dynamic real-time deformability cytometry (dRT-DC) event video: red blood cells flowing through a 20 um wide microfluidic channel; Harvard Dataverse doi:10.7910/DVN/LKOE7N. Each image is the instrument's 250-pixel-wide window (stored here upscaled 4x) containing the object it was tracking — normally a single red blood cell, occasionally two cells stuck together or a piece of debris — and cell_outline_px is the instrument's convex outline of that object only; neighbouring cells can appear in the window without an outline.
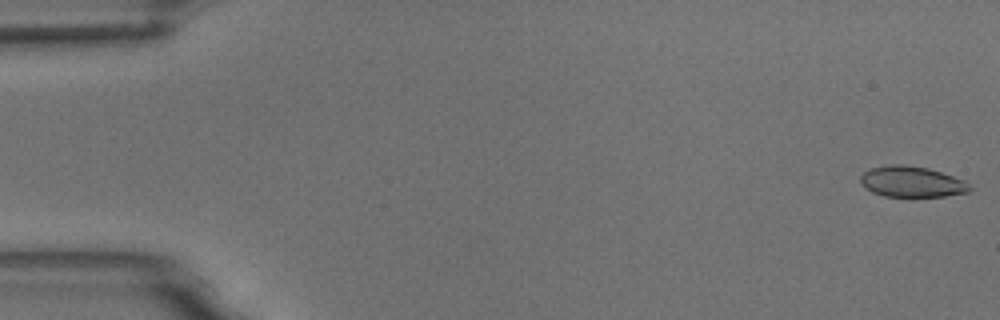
{"species": "common noctule bat (a hibernating species)", "species_latin": "Nyctalus noctula", "temperature_condition": "room temperature", "stored_images_in_passage": 6, "camera_frame_rate_fps": 3000, "um_per_image_px": 0.085, "animal": {"sex": "male", "body_mass_g": 18.8}, "frame": {"image": 1, "passage_image": 1, "time_ms": 0.0, "image_size_px": [1000, 320], "cell_outline_px": [[972, 192], [944, 196], [884, 196], [872, 192], [864, 188], [860, 180], [860, 176], [868, 168], [892, 164], [904, 164], [928, 168], [968, 180], [972, 188]], "centroid_in_image_um": [77.54, 15.44], "position_along_channel_um": 7.5, "area_um2": 20.0}}
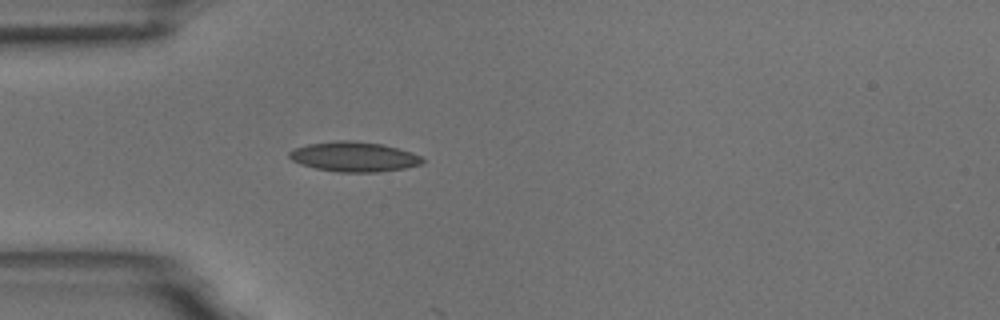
{"frame": {"image": 2, "passage_image": 5, "time_ms": 5.0, "image_size_px": [1000, 320], "cell_outline_px": [[424, 164], [404, 168], [376, 172], [336, 172], [316, 168], [300, 164], [292, 160], [288, 156], [288, 152], [296, 148], [308, 144], [336, 140], [352, 140], [380, 144], [412, 152], [420, 156], [424, 160]], "centroid_in_image_um": [30.08, 13.32], "position_along_channel_um": 54.9, "area_um2": 23.12}}